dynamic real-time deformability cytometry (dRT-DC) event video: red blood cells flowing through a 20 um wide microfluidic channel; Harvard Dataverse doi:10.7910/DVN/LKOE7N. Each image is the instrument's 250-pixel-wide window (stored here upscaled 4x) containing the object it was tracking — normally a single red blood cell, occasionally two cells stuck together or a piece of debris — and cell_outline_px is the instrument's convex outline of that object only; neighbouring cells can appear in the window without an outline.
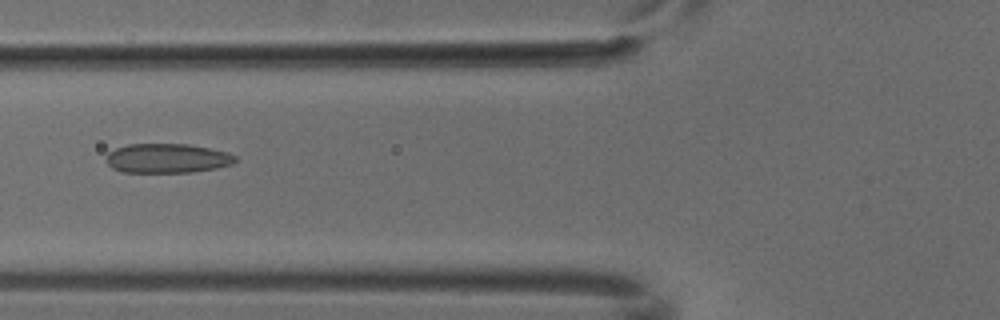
{"species": "common noctule bat (a hibernating species)", "species_latin": "Nyctalus noctula", "temperature_condition": "cold", "stored_images_in_passage": 6, "camera_frame_rate_fps": 3000, "um_per_image_px": 0.085, "animal": {"sex": "male", "body_mass_g": 18.8}, "frame": {"image": 1, "passage_image": 6, "time_ms": 1.667, "image_size_px": [1000, 320], "cell_outline_px": [[236, 160], [232, 164], [216, 168], [192, 172], [120, 172], [112, 168], [104, 160], [104, 156], [108, 152], [116, 148], [128, 144], [188, 144], [228, 152], [236, 156]], "centroid_in_image_um": [14.17, 13.45], "position_along_channel_um": 111.6, "area_um2": 22.25}}